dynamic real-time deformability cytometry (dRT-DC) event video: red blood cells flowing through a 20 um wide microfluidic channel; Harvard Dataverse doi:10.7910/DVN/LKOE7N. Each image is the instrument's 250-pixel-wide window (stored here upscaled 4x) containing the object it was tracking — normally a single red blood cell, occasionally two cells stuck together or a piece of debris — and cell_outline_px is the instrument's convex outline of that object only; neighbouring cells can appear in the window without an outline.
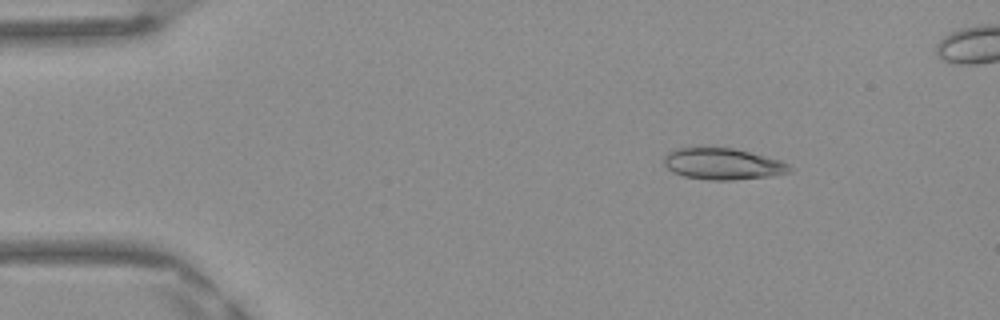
{"species": "Egyptian fruit bat (a non-hibernating species)", "species_latin": "Rousettus aegyptiacus", "temperature_condition": "warm", "stored_images_in_passage": 49, "camera_frame_rate_fps": 3000, "um_per_image_px": 0.085, "frame": {"image": 1, "passage_image": 7, "time_ms": 2.0, "image_size_px": [1000, 320], "cell_outline_px": [[792, 168], [788, 172], [772, 176], [732, 180], [708, 180], [684, 176], [672, 172], [664, 164], [664, 156], [668, 152], [676, 148], [732, 148], [780, 160], [788, 164]], "centroid_in_image_um": [61.41, 13.94], "position_along_channel_um": 23.6, "area_um2": 22.77}}
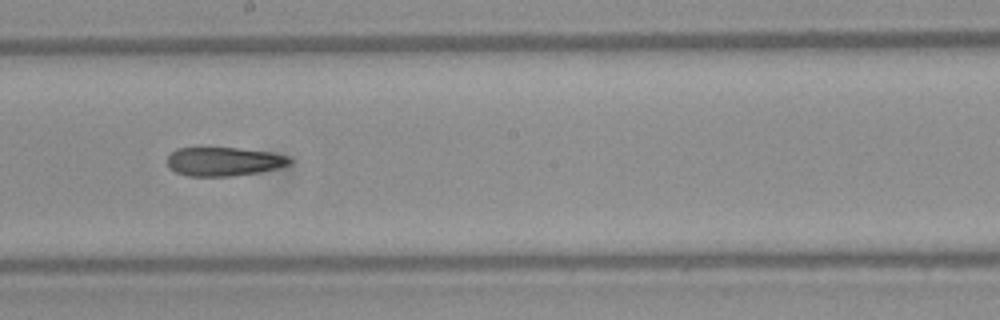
{"frame": {"image": 2, "passage_image": 27, "time_ms": 8.667, "image_size_px": [1000, 320], "cell_outline_px": [[292, 160], [288, 164], [276, 168], [260, 172], [232, 176], [188, 176], [176, 172], [168, 168], [168, 156], [176, 148], [236, 148], [268, 152], [288, 156]], "centroid_in_image_um": [18.99, 13.73], "position_along_channel_um": 229.2, "area_um2": 20.35}}
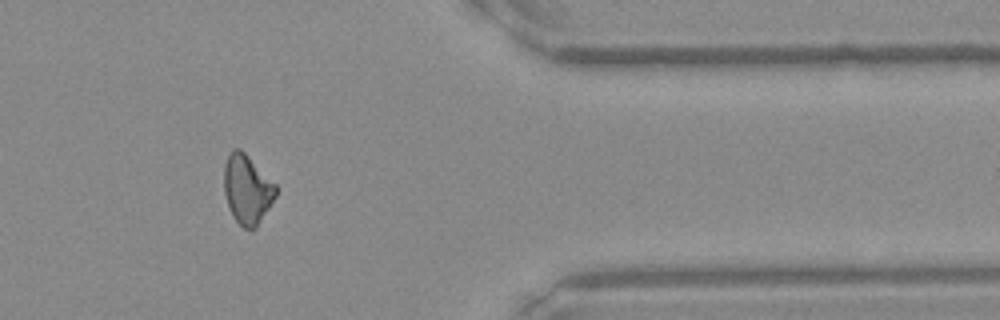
{"frame": {"image": 3, "passage_image": 40, "time_ms": 13.0, "image_size_px": [1000, 320], "cell_outline_px": [[276, 196], [256, 228], [252, 232], [244, 228], [232, 216], [228, 208], [224, 192], [224, 164], [232, 148], [240, 148], [276, 184]], "centroid_in_image_um": [20.99, 16.11], "position_along_channel_um": 390.4, "area_um2": 20.98}, "authors_computed_cell_mechanics": {"area_um2": 21.386, "velocity_mm_per_s": 4.199, "shape_relaxation_time_tau1_ms": null, "shape_relaxation_time_tau2_ms": 7.0076, "deformation_change_tau1": null, "deformation_change_tau2": 0.1529}}